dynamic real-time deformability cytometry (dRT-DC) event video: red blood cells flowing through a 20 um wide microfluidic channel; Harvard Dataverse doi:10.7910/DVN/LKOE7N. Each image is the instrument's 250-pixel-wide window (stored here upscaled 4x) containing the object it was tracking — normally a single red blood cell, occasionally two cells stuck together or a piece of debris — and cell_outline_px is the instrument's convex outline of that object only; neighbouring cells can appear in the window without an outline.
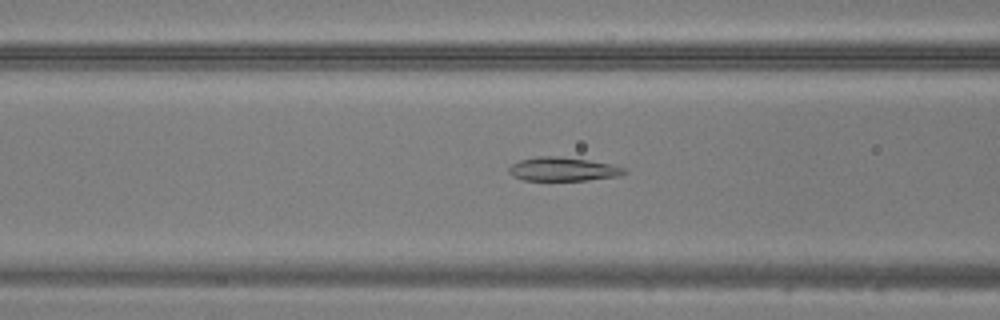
{"species": "common noctule bat (a hibernating species)", "species_latin": "Nyctalus noctula", "temperature_condition": "warm", "stored_images_in_passage": 45, "camera_frame_rate_fps": 3000, "um_per_image_px": 0.085, "animal": {"sex": "male", "body_mass_g": 20.5, "forearm_length_mm": 52.5}, "frame": {"image": 1, "passage_image": 17, "time_ms": 5.333, "image_size_px": [1000, 320], "cell_outline_px": [[628, 172], [616, 176], [588, 180], [524, 180], [512, 176], [508, 172], [508, 168], [512, 164], [520, 160], [536, 156], [556, 156], [588, 160], [612, 164], [628, 168]], "centroid_in_image_um": [47.86, 14.37], "position_along_channel_um": 118.7, "area_um2": 16.01}}
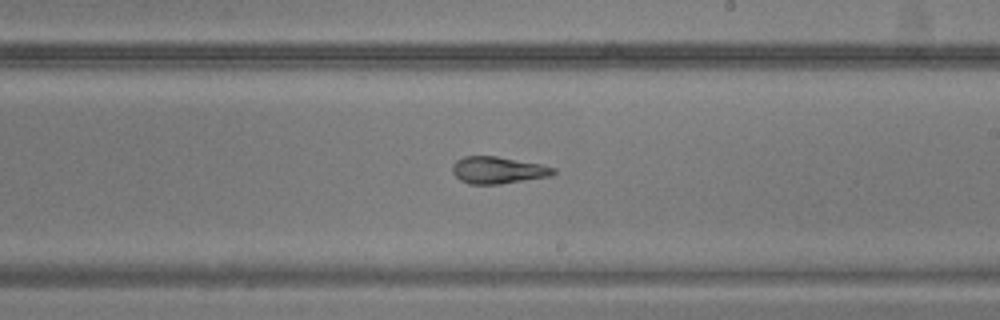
{"frame": {"image": 2, "passage_image": 26, "time_ms": 8.333, "image_size_px": [1000, 320], "cell_outline_px": [[556, 172], [552, 176], [500, 184], [468, 184], [460, 180], [452, 172], [452, 164], [456, 160], [464, 156], [496, 156], [540, 164], [556, 168]], "centroid_in_image_um": [42.32, 14.46], "position_along_channel_um": 246.7, "area_um2": 15.95}}
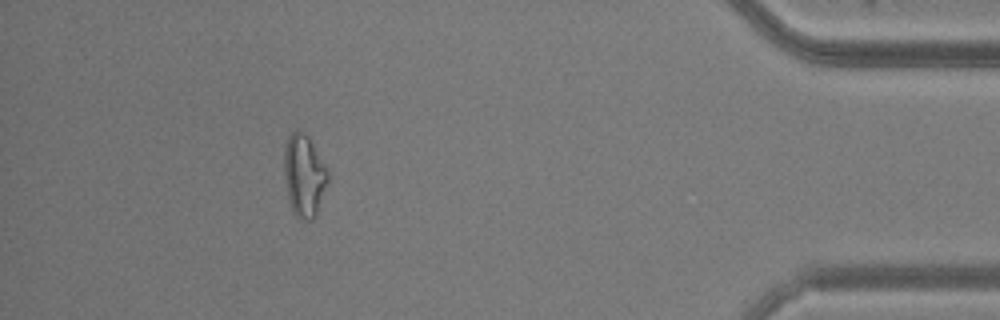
{"frame": {"image": 3, "passage_image": 41, "time_ms": 13.333, "image_size_px": [1000, 320], "cell_outline_px": [[328, 180], [316, 216], [312, 220], [300, 220], [296, 216], [288, 200], [284, 176], [284, 148], [288, 136], [296, 128], [304, 132], [308, 136], [328, 172]], "centroid_in_image_um": [25.82, 14.92], "position_along_channel_um": 409.4, "area_um2": 20.92}}